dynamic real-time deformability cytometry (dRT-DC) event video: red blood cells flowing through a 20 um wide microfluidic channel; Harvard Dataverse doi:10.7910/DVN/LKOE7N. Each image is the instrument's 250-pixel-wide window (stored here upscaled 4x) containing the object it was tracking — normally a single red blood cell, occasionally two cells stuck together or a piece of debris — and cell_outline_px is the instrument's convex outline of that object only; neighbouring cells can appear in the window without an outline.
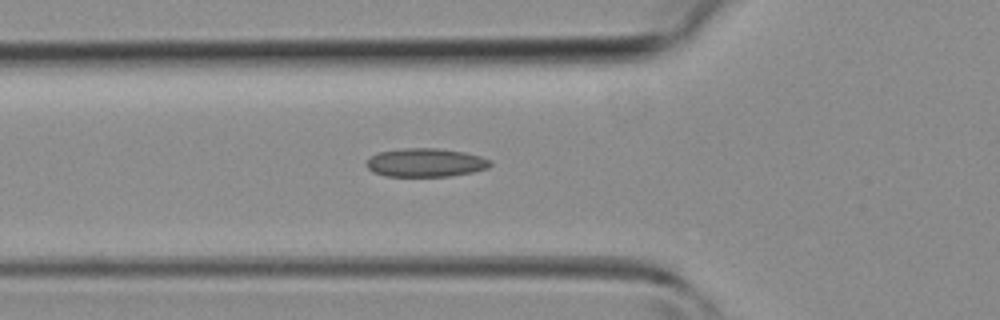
{"species": "common noctule bat (a hibernating species)", "species_latin": "Nyctalus noctula", "temperature_condition": "room temperature", "stored_images_in_passage": 27, "camera_frame_rate_fps": 3000, "um_per_image_px": 0.085, "animal": {"sex": "female", "body_mass_g": 19.3, "forearm_length_mm": 54.1}, "frame": {"image": 1, "passage_image": 2, "time_ms": 0.333, "image_size_px": [1000, 320], "cell_outline_px": [[492, 164], [488, 168], [472, 172], [452, 176], [388, 176], [372, 172], [364, 164], [372, 156], [380, 152], [404, 148], [436, 148], [464, 152], [480, 156], [492, 160]], "centroid_in_image_um": [36.2, 13.82], "position_along_channel_um": 89.6, "area_um2": 20.58}}
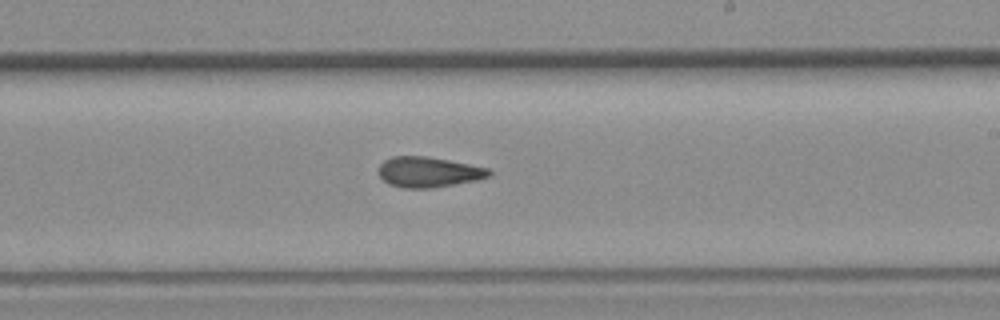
{"frame": {"image": 2, "passage_image": 12, "time_ms": 3.667, "image_size_px": [1000, 320], "cell_outline_px": [[492, 172], [488, 176], [476, 180], [432, 188], [404, 188], [388, 184], [380, 176], [380, 164], [384, 160], [392, 156], [424, 156], [448, 160], [488, 168]], "centroid_in_image_um": [36.4, 14.62], "position_along_channel_um": 252.6, "area_um2": 19.31}}
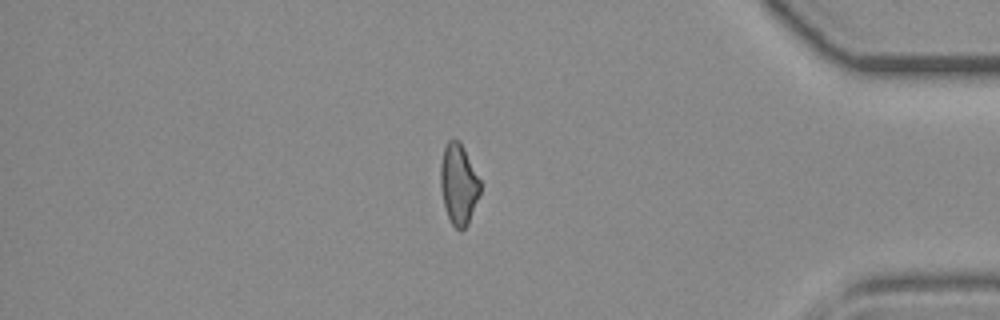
{"frame": {"image": 3, "passage_image": 23, "time_ms": 7.333, "image_size_px": [1000, 320], "cell_outline_px": [[480, 196], [468, 224], [460, 232], [452, 224], [444, 208], [440, 188], [440, 164], [444, 148], [448, 140], [456, 140], [460, 144], [480, 180]], "centroid_in_image_um": [38.96, 15.73], "position_along_channel_um": 396.2, "area_um2": 18.5}}